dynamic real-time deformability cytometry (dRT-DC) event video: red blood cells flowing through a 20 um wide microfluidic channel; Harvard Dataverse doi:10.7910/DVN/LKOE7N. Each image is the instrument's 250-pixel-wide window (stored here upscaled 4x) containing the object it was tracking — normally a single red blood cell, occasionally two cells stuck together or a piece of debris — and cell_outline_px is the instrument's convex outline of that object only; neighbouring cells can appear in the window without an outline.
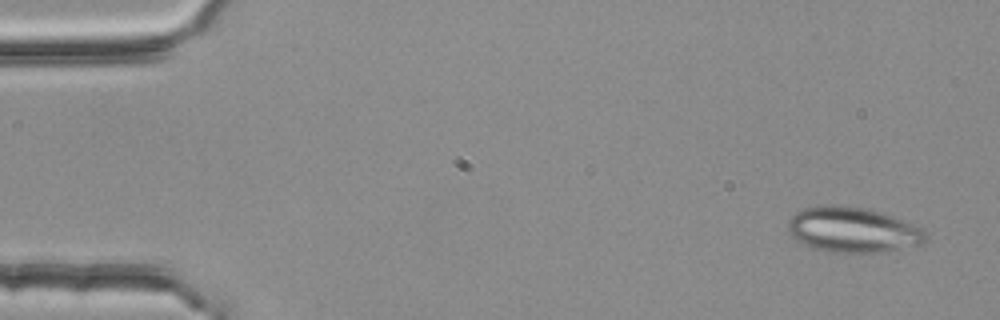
{"species": "common noctule bat (a hibernating species)", "species_latin": "Nyctalus noctula", "temperature_condition": "room temperature", "stored_images_in_passage": 4, "camera_frame_rate_fps": 3000, "um_per_image_px": 0.085, "animal": {"sex": "female", "body_mass_g": 25.1}, "frame": {"image": 1, "passage_image": 1, "time_ms": 0.0, "image_size_px": [1000, 320], "cell_outline_px": [[928, 236], [920, 244], [876, 252], [832, 252], [816, 248], [796, 240], [788, 232], [788, 220], [796, 212], [804, 208], [828, 204], [832, 204], [868, 208], [892, 216], [924, 228], [928, 232]], "centroid_in_image_um": [72.48, 19.51], "position_along_channel_um": 12.5, "area_um2": 36.07}}